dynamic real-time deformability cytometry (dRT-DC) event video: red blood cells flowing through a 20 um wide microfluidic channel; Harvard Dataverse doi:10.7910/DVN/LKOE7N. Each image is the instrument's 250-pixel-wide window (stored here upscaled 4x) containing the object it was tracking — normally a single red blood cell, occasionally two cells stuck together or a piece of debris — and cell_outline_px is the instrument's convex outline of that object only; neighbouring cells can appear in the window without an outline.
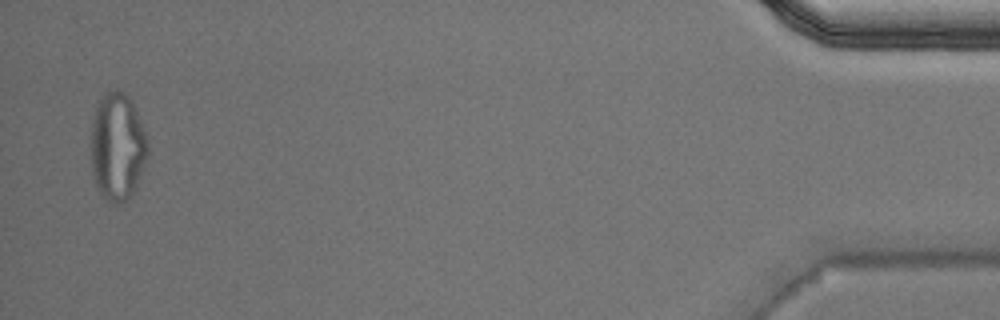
{"species": "Egyptian fruit bat (a non-hibernating species)", "species_latin": "Rousettus aegyptiacus", "temperature_condition": "warm", "stored_images_in_passage": 46, "segment_of_instrument_passage": [2, 2], "camera_frame_rate_fps": 3000, "um_per_image_px": 0.085, "animal": {"sex": "male"}, "frame": {"image": 1, "passage_image": 45, "time_ms": 14.667, "image_size_px": [1000, 320], "cell_outline_px": [[148, 156], [136, 188], [120, 204], [112, 204], [100, 192], [96, 184], [92, 172], [92, 120], [96, 108], [100, 100], [108, 92], [116, 88], [124, 92], [132, 100], [148, 140]], "centroid_in_image_um": [10.01, 12.46], "position_along_channel_um": 425.2, "area_um2": 35.43}}